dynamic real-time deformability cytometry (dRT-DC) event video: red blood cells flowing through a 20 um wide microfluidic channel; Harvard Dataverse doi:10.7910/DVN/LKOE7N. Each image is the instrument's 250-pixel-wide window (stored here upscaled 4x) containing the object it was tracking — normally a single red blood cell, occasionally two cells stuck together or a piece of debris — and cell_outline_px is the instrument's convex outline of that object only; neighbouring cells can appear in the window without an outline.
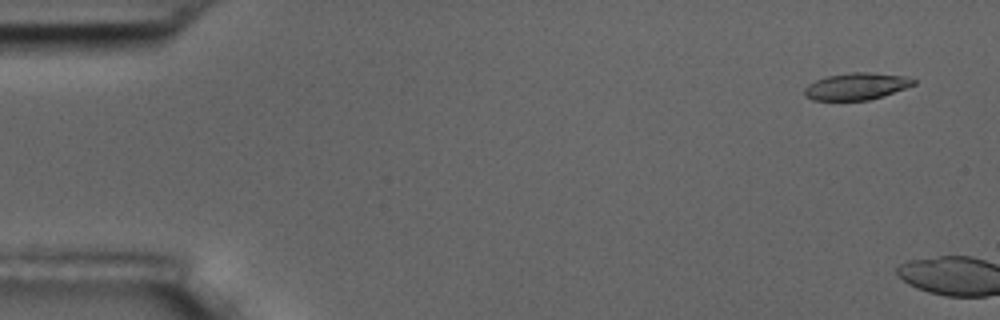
{"species": "common noctule bat (a hibernating species)", "species_latin": "Nyctalus noctula", "temperature_condition": "room temperature", "stored_images_in_passage": 2, "camera_frame_rate_fps": 3000, "um_per_image_px": 0.085, "animal": {"sex": "male", "body_mass_g": 17.5, "forearm_length_mm": 52.3}, "frame": {"image": 1, "passage_image": 1, "time_ms": 0.0, "image_size_px": [1000, 320], "cell_outline_px": [[916, 84], [868, 100], [812, 100], [804, 96], [804, 88], [808, 84], [816, 80], [828, 76], [848, 72], [872, 72], [904, 76], [916, 80]], "centroid_in_image_um": [72.75, 7.33], "position_along_channel_um": 12.2, "area_um2": 16.99}}